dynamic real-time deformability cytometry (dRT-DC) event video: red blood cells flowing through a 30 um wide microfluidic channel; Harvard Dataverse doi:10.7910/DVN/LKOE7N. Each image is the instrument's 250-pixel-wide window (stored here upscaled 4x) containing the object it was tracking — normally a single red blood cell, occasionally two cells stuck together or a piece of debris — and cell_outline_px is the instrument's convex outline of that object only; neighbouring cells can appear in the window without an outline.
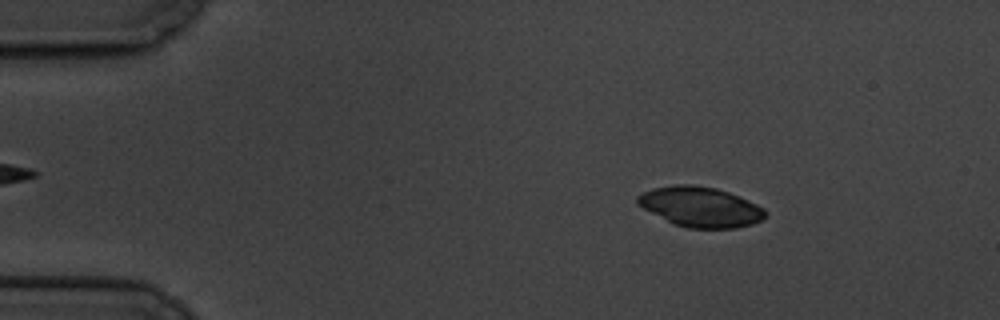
{"species": "common noctule bat (a hibernating species)", "species_latin": "Nyctalus noctula", "temperature_condition": "cold", "stored_images_in_passage": 14, "camera_frame_rate_fps": 3000, "um_per_image_px": 0.085, "animal": {"sex": "male", "body_mass_g": 19.5, "forearm_length_mm": 54.6}, "frame": {"image": 1, "passage_image": 2, "time_ms": 1.0, "image_size_px": [1000, 320], "cell_outline_px": [[768, 212], [760, 220], [752, 224], [736, 228], [688, 228], [676, 224], [636, 204], [636, 196], [652, 188], [676, 184], [692, 184], [716, 188], [728, 192], [748, 200], [764, 208]], "centroid_in_image_um": [59.54, 17.57], "position_along_channel_um": 25.5, "area_um2": 29.54}}